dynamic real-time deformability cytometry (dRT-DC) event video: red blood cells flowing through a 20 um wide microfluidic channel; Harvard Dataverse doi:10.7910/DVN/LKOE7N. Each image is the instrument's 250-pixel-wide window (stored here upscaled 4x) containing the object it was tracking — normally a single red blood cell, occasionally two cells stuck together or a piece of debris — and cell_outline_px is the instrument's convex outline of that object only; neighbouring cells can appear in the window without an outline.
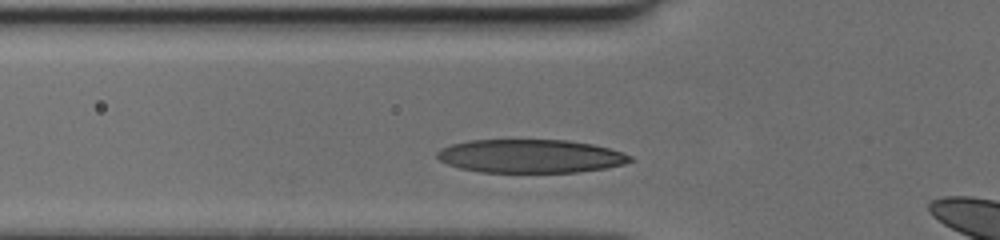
{"species": "human", "species_latin": "Homo sapiens", "temperature_condition": "cold", "stored_images_in_passage": 24, "camera_frame_rate_fps": 3000, "um_per_image_px": 0.085, "donor": {"sex": "female"}, "frame": {"image": 1, "passage_image": 2, "time_ms": 0.333, "image_size_px": [1000, 240], "cell_outline_px": [[632, 160], [624, 164], [604, 168], [576, 172], [480, 172], [460, 168], [448, 164], [440, 160], [436, 156], [436, 152], [440, 148], [452, 144], [468, 140], [568, 140], [592, 144], [624, 152], [632, 156]], "centroid_in_image_um": [45.07, 13.27], "position_along_channel_um": 80.7, "area_um2": 37.63}}
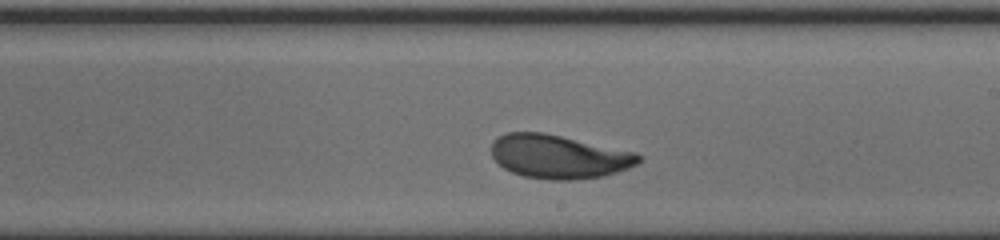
{"frame": {"image": 2, "passage_image": 14, "time_ms": 4.333, "image_size_px": [1000, 240], "cell_outline_px": [[640, 160], [636, 164], [628, 168], [604, 176], [572, 180], [552, 180], [524, 176], [512, 172], [504, 168], [492, 156], [492, 140], [496, 136], [508, 132], [544, 132], [636, 152], [640, 156]], "centroid_in_image_um": [47.48, 13.3], "position_along_channel_um": 241.5, "area_um2": 37.45}}
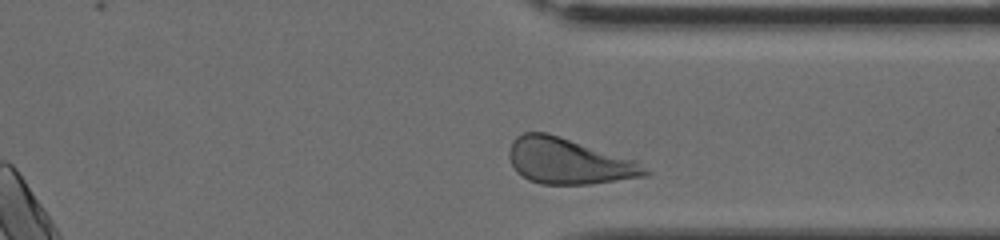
{"frame": {"image": 3, "passage_image": 23, "time_ms": 7.333, "image_size_px": [1000, 240], "cell_outline_px": [[652, 172], [648, 176], [592, 184], [540, 184], [528, 180], [516, 172], [508, 156], [508, 148], [512, 140], [516, 136], [524, 132], [548, 132], [636, 160]], "centroid_in_image_um": [48.33, 13.7], "position_along_channel_um": 363.1, "area_um2": 36.7}}